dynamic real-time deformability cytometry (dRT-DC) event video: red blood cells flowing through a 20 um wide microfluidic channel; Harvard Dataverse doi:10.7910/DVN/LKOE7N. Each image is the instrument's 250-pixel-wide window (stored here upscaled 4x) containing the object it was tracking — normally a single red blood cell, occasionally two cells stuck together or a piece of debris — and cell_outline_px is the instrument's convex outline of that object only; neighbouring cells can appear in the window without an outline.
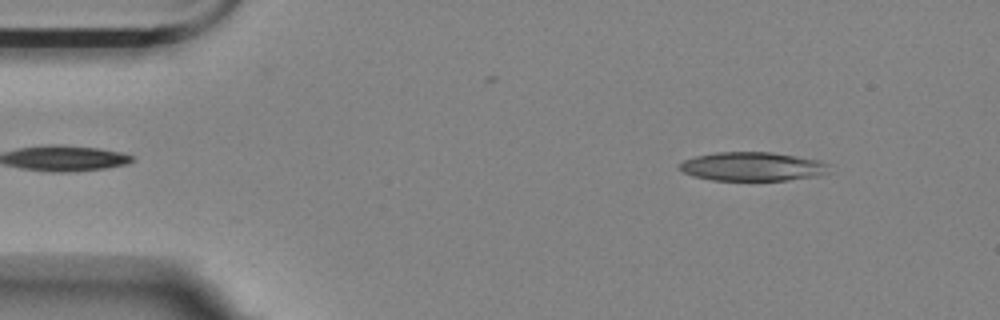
{"species": "Egyptian fruit bat (a non-hibernating species)", "species_latin": "Rousettus aegyptiacus", "temperature_condition": "room temperature", "stored_images_in_passage": 54, "camera_frame_rate_fps": 3000, "um_per_image_px": 0.085, "animal": {"sex": "female"}, "frame": {"image": 1, "passage_image": 5, "time_ms": 1.333, "image_size_px": [1000, 320], "cell_outline_px": [[828, 164], [824, 172], [820, 176], [788, 180], [712, 180], [692, 176], [676, 168], [684, 160], [696, 156], [716, 152], [772, 152], [820, 160]], "centroid_in_image_um": [63.91, 14.15], "position_along_channel_um": 21.1, "area_um2": 25.09}}
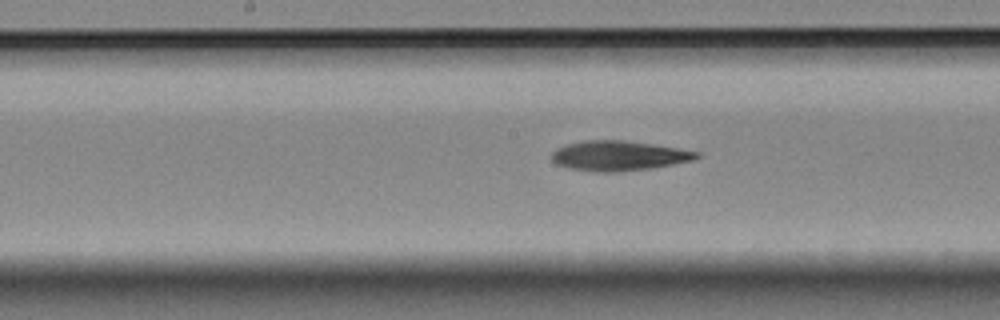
{"frame": {"image": 2, "passage_image": 26, "time_ms": 8.333, "image_size_px": [1000, 320], "cell_outline_px": [[700, 156], [692, 160], [652, 168], [616, 172], [592, 172], [568, 168], [556, 164], [552, 160], [552, 152], [556, 148], [568, 144], [584, 140], [620, 140], [652, 144], [700, 152]], "centroid_in_image_um": [52.55, 13.25], "position_along_channel_um": 195.7, "area_um2": 25.14}}
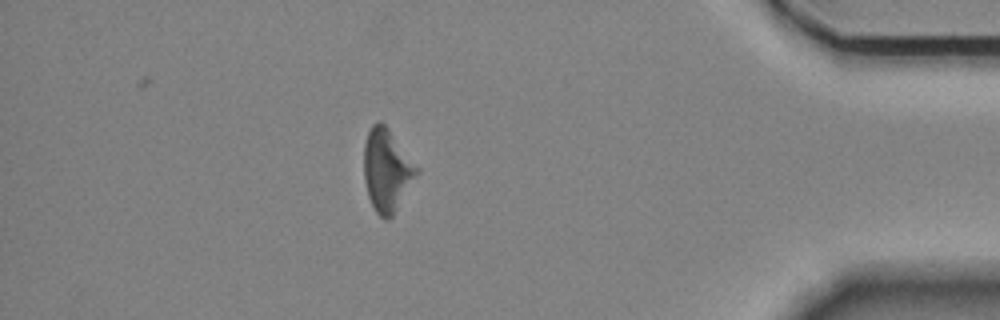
{"frame": {"image": 3, "passage_image": 47, "time_ms": 15.333, "image_size_px": [1000, 320], "cell_outline_px": [[420, 172], [392, 216], [388, 220], [384, 220], [376, 212], [368, 196], [364, 180], [364, 144], [368, 132], [372, 124], [380, 120], [388, 128], [420, 168]], "centroid_in_image_um": [32.89, 14.47], "position_along_channel_um": 402.3, "area_um2": 25.49}, "authors_computed_cell_mechanics": {"area_um2": 25.3164, "velocity_mm_per_s": 3.5546, "shape_relaxation_time_tau1_ms": 5.0948, "shape_relaxation_time_tau2_ms": null, "deformation_change_tau1": 0.1773, "deformation_change_tau2": null}}